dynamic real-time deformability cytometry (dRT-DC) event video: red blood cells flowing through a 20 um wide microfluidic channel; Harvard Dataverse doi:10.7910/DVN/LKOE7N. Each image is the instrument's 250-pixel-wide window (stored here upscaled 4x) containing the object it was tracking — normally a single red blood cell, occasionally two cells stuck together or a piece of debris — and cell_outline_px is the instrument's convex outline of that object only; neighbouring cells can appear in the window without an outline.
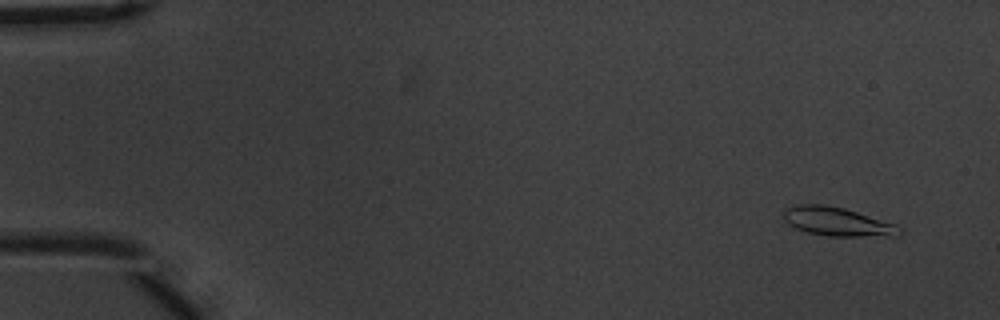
{"species": "common noctule bat (a hibernating species)", "species_latin": "Nyctalus noctula", "temperature_condition": "warm", "stored_images_in_passage": 53, "camera_frame_rate_fps": 3000, "um_per_image_px": 0.085, "animal": {"sex": "male", "body_mass_g": 20.1, "forearm_length_mm": 53.5}, "frame": {"image": 1, "passage_image": 1, "time_ms": 0.0, "image_size_px": [1000, 320], "cell_outline_px": [[904, 228], [900, 232], [892, 236], [828, 236], [808, 232], [796, 228], [788, 224], [784, 220], [784, 212], [788, 208], [796, 204], [824, 204], [844, 208], [896, 224]], "centroid_in_image_um": [71.18, 18.84], "position_along_channel_um": 13.8, "area_um2": 19.31}}
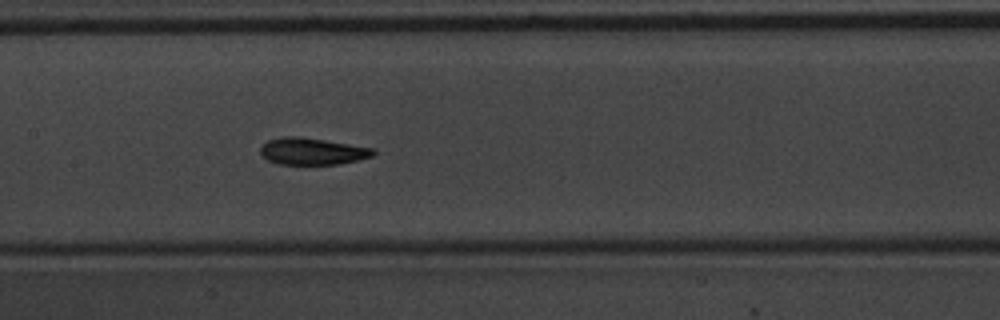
{"frame": {"image": 2, "passage_image": 25, "time_ms": 8.0, "image_size_px": [1000, 320], "cell_outline_px": [[376, 152], [372, 156], [360, 160], [340, 164], [280, 164], [268, 160], [260, 152], [260, 148], [268, 140], [284, 136], [300, 136], [376, 148]], "centroid_in_image_um": [26.6, 12.85], "position_along_channel_um": 180.8, "area_um2": 17.74}}
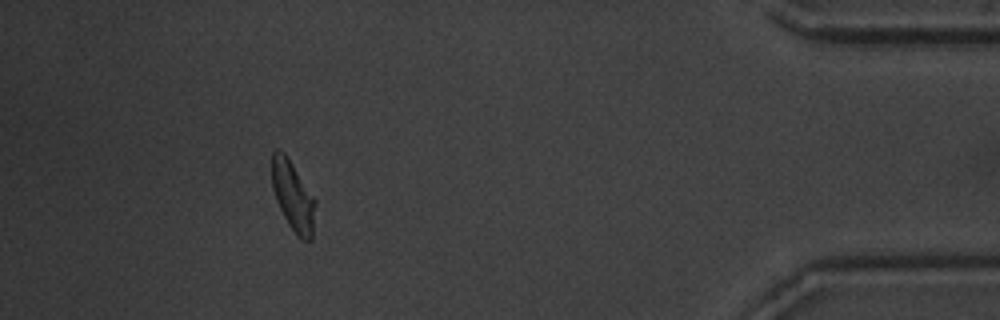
{"frame": {"image": 3, "passage_image": 48, "time_ms": 15.667, "image_size_px": [1000, 320], "cell_outline_px": [[316, 204], [312, 240], [304, 240], [288, 224], [276, 200], [272, 188], [272, 152], [276, 148], [280, 148], [288, 156], [316, 200]], "centroid_in_image_um": [24.9, 16.6], "position_along_channel_um": 410.3, "area_um2": 17.69}, "authors_computed_cell_mechanics": {"area_um2": 17.7446, "velocity_mm_per_s": 3.6708, "shape_relaxation_time_tau1_ms": 2.5361, "shape_relaxation_time_tau2_ms": 2.7914, "deformation_change_tau1": 0.1352, "deformation_change_tau2": 0.0816}}